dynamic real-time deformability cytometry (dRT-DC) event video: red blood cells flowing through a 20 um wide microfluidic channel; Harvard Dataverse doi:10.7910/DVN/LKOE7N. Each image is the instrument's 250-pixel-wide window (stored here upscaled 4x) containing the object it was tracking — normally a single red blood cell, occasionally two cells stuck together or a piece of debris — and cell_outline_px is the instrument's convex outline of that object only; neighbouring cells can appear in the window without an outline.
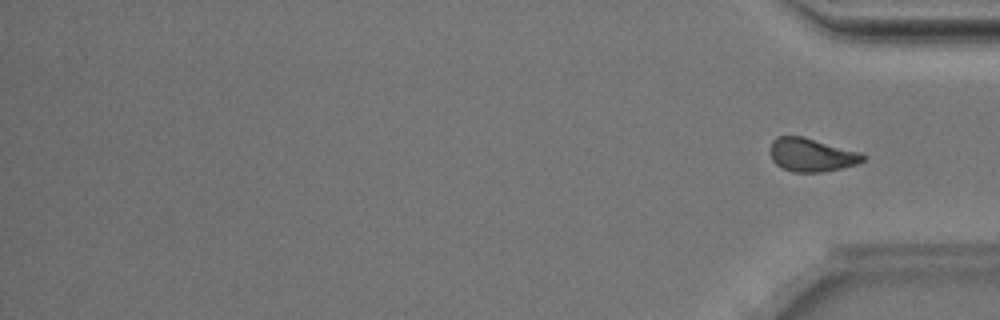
{"species": "Egyptian fruit bat (a non-hibernating species)", "species_latin": "Rousettus aegyptiacus", "temperature_condition": "room temperature", "stored_images_in_passage": 37, "segment_of_instrument_passage": [2, 2], "camera_frame_rate_fps": 3000, "um_per_image_px": 0.085, "animal": {"sex": "male"}, "frame": {"image": 1, "passage_image": 37, "time_ms": 12.0, "image_size_px": [1000, 320], "cell_outline_px": [[868, 156], [864, 160], [856, 164], [840, 168], [820, 172], [792, 172], [780, 168], [772, 160], [768, 152], [772, 140], [776, 136], [804, 136], [860, 152]], "centroid_in_image_um": [68.93, 13.16], "position_along_channel_um": 366.3, "area_um2": 18.32}}